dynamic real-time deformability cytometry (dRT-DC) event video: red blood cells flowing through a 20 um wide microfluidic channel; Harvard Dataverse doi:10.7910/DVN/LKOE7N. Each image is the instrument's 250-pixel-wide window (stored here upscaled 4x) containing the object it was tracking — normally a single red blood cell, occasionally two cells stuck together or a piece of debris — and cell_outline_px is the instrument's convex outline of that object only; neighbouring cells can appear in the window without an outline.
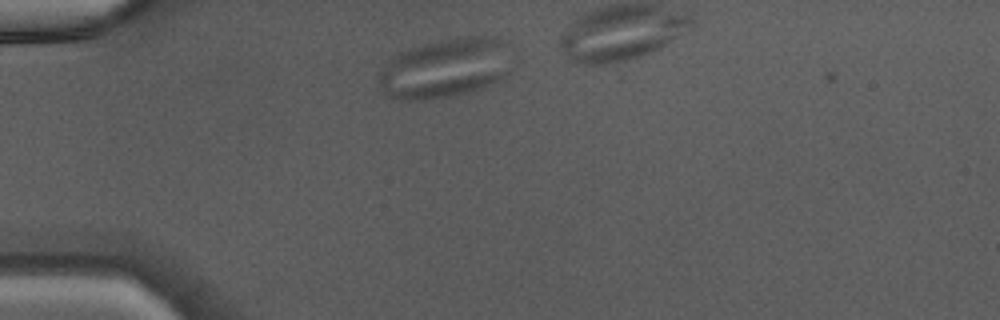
{"species": "Egyptian fruit bat (a non-hibernating species)", "species_latin": "Rousettus aegyptiacus", "temperature_condition": "warm", "stored_images_in_passage": 26, "camera_frame_rate_fps": 3000, "um_per_image_px": 0.085, "animal": {"sex": "male"}, "frame": {"image": 1, "passage_image": 1, "time_ms": 0.0, "image_size_px": [1000, 320], "cell_outline_px": [[512, 44], [508, 72], [504, 76], [480, 88], [468, 92], [448, 96], [424, 100], [404, 100], [384, 96], [376, 80], [376, 76], [400, 52], [412, 48], [440, 40], [468, 36], [484, 36], [508, 40]], "centroid_in_image_um": [37.87, 5.79], "position_along_channel_um": 47.1, "area_um2": 46.12}}
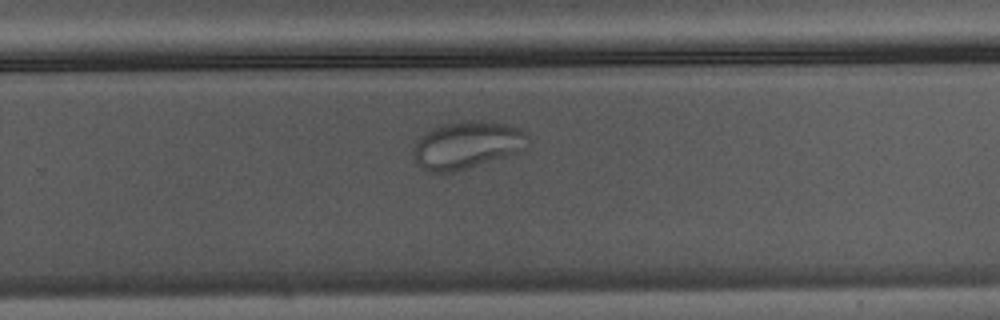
{"frame": {"image": 2, "passage_image": 19, "time_ms": 6.0, "image_size_px": [1000, 320], "cell_outline_px": [[528, 136], [516, 152], [504, 156], [452, 172], [424, 172], [420, 168], [412, 156], [412, 148], [420, 136], [424, 132], [440, 124], [464, 120], [480, 120], [504, 124], [520, 128]], "centroid_in_image_um": [39.54, 12.31], "position_along_channel_um": 290.3, "area_um2": 31.27}}